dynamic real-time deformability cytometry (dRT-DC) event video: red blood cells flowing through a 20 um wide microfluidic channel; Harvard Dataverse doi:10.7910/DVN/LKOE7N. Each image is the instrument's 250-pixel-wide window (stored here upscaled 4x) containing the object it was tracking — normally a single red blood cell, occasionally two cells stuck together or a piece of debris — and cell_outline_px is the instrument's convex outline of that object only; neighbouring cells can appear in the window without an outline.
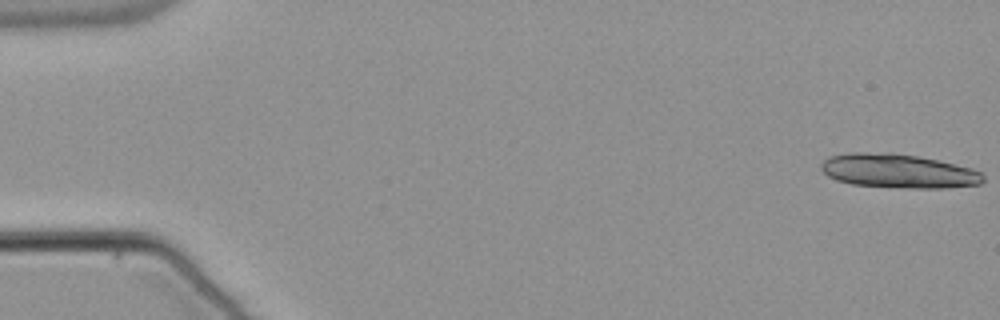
{"species": "common noctule bat (a hibernating species)", "species_latin": "Nyctalus noctula", "temperature_condition": "warm", "stored_images_in_passage": 16, "camera_frame_rate_fps": 3000, "um_per_image_px": 0.085, "animal": {"sex": "male", "body_mass_g": 21.5, "forearm_length_mm": 52.0}, "frame": {"image": 1, "passage_image": 1, "time_ms": 0.0, "image_size_px": [1000, 320], "cell_outline_px": [[984, 180], [980, 184], [944, 188], [888, 188], [852, 184], [836, 180], [828, 176], [820, 168], [820, 164], [828, 156], [852, 152], [892, 152], [920, 156], [972, 168], [980, 172], [984, 176]], "centroid_in_image_um": [76.33, 14.53], "position_along_channel_um": 8.7, "area_um2": 32.6}}